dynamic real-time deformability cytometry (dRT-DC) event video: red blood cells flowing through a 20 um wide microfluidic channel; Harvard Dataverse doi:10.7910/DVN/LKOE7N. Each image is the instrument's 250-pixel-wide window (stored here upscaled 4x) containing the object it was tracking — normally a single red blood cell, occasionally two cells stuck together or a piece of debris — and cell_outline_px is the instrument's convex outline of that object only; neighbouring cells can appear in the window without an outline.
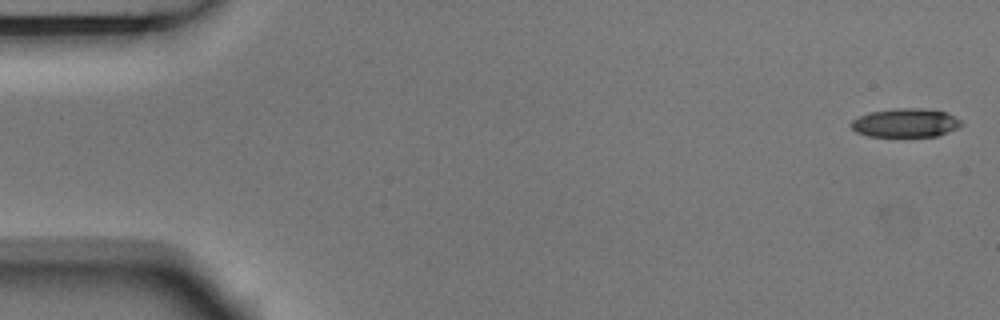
{"species": "Egyptian fruit bat (a non-hibernating species)", "species_latin": "Rousettus aegyptiacus", "temperature_condition": "room temperature", "stored_images_in_passage": 3, "camera_frame_rate_fps": 3000, "um_per_image_px": 0.085, "animal": {"sex": "male"}, "frame": {"image": 1, "passage_image": 1, "time_ms": 0.0, "image_size_px": [1000, 320], "cell_outline_px": [[964, 124], [948, 132], [936, 136], [868, 136], [856, 132], [848, 124], [852, 120], [860, 116], [872, 112], [896, 108], [920, 108], [948, 112], [960, 120]], "centroid_in_image_um": [76.97, 10.44], "position_along_channel_um": 8.0, "area_um2": 18.38}}